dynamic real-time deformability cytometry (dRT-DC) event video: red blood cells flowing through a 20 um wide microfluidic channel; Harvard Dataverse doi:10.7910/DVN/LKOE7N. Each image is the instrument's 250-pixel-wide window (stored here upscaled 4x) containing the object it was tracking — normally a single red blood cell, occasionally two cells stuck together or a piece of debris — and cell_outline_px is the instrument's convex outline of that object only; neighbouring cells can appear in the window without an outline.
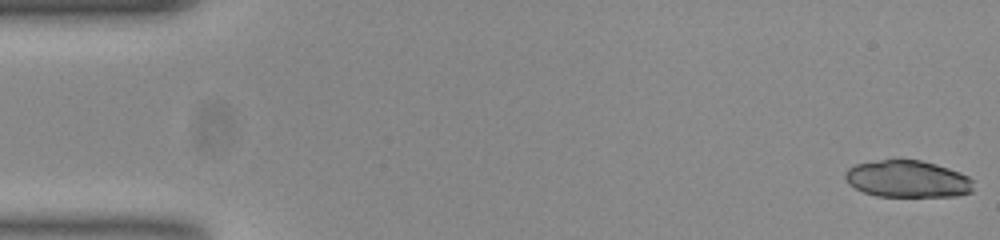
{"species": "common noctule bat (a hibernating species)", "species_latin": "Nyctalus noctula", "temperature_condition": "room temperature", "stored_images_in_passage": 53, "camera_frame_rate_fps": 3000, "um_per_image_px": 0.085, "animal": {"sex": "female", "body_mass_g": 23.0, "forearm_length_mm": 53.4}, "frame": {"image": 1, "passage_image": 1, "time_ms": 0.0, "image_size_px": [1000, 240], "cell_outline_px": [[972, 192], [956, 196], [876, 196], [864, 192], [848, 184], [844, 176], [844, 172], [848, 168], [856, 164], [880, 160], [920, 160], [936, 164], [960, 172], [968, 176], [972, 180]], "centroid_in_image_um": [77.13, 15.21], "position_along_channel_um": 7.9, "area_um2": 27.57}}